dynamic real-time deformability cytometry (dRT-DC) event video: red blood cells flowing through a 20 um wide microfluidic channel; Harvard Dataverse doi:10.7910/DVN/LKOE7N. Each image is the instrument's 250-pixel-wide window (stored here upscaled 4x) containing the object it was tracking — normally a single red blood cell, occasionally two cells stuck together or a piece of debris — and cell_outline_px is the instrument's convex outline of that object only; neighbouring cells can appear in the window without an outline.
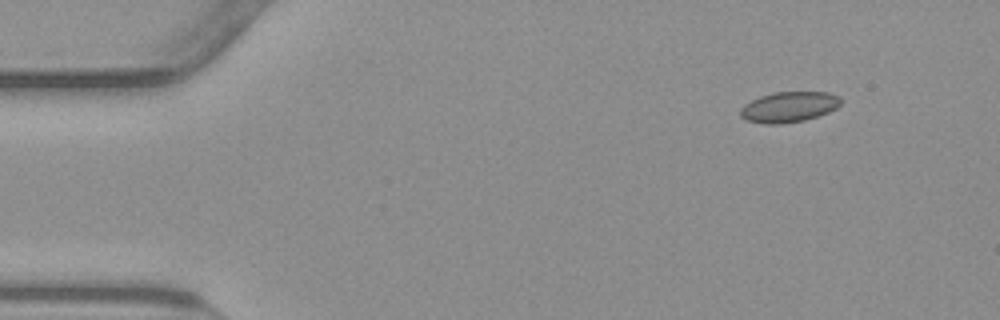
{"species": "common noctule bat (a hibernating species)", "species_latin": "Nyctalus noctula", "temperature_condition": "warm", "stored_images_in_passage": 50, "camera_frame_rate_fps": 3000, "um_per_image_px": 0.085, "animal": {"sex": "male", "body_mass_g": 23.1, "forearm_length_mm": 52.7}, "frame": {"image": 1, "passage_image": 1, "time_ms": 0.0, "image_size_px": [1000, 320], "cell_outline_px": [[840, 104], [836, 108], [828, 112], [804, 120], [780, 124], [764, 124], [748, 120], [740, 116], [740, 108], [744, 104], [760, 96], [772, 92], [828, 92], [840, 96]], "centroid_in_image_um": [67.04, 9.08], "position_along_channel_um": 18.0, "area_um2": 17.8}}
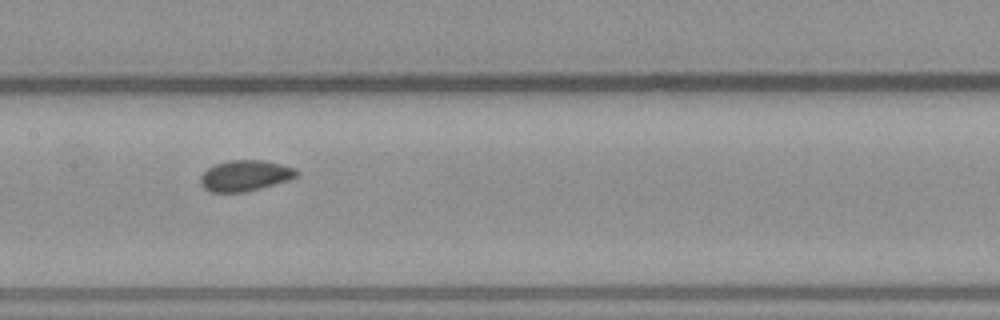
{"frame": {"image": 2, "passage_image": 22, "time_ms": 7.0, "image_size_px": [1000, 320], "cell_outline_px": [[300, 172], [296, 176], [288, 180], [248, 192], [212, 192], [204, 188], [200, 184], [200, 176], [208, 168], [216, 164], [228, 160], [264, 160], [296, 168]], "centroid_in_image_um": [20.84, 14.93], "position_along_channel_um": 186.6, "area_um2": 17.34}}
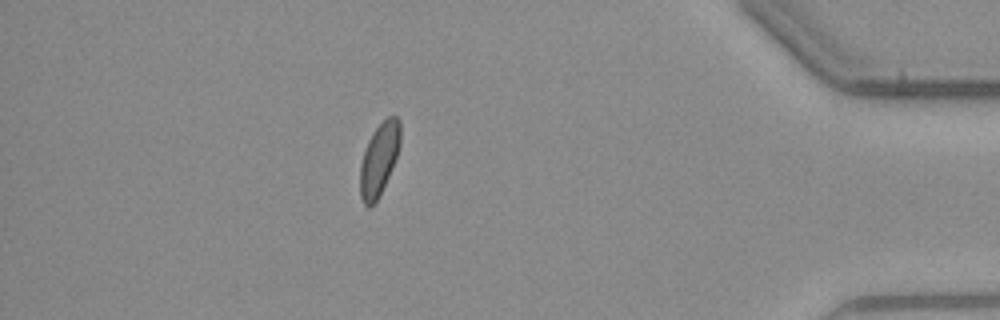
{"frame": {"image": 3, "passage_image": 43, "time_ms": 14.0, "image_size_px": [1000, 320], "cell_outline_px": [[400, 144], [396, 156], [380, 196], [368, 208], [364, 204], [360, 196], [360, 164], [368, 140], [372, 132], [388, 116], [396, 116], [400, 120]], "centroid_in_image_um": [32.21, 13.53], "position_along_channel_um": 403.0, "area_um2": 16.76}, "authors_computed_cell_mechanics": {"area_um2": 17.2822, "velocity_mm_per_s": 3.7835, "shape_relaxation_time_tau1_ms": 9.2402, "shape_relaxation_time_tau2_ms": 1.8454, "deformation_change_tau1": 0.1015, "deformation_change_tau2": 0.0623}}